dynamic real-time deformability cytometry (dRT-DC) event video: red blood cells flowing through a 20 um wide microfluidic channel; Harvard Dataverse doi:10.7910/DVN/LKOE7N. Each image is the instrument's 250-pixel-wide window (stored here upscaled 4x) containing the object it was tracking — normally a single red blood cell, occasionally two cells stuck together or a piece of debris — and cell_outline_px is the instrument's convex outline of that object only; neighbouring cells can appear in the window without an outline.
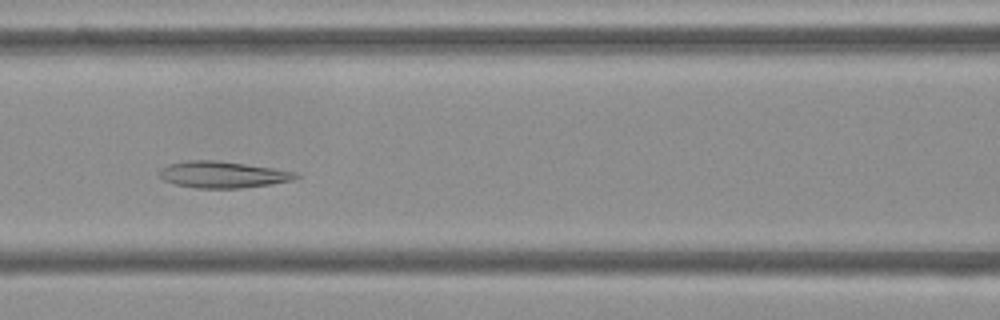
{"species": "Egyptian fruit bat (a non-hibernating species)", "species_latin": "Rousettus aegyptiacus", "temperature_condition": "cold", "stored_images_in_passage": 51, "camera_frame_rate_fps": 3000, "um_per_image_px": 0.085, "frame": {"image": 1, "passage_image": 20, "time_ms": 6.333, "image_size_px": [1000, 320], "cell_outline_px": [[300, 176], [292, 180], [272, 184], [240, 188], [196, 188], [172, 184], [164, 180], [156, 172], [160, 168], [168, 164], [188, 160], [212, 160], [244, 164], [272, 168], [296, 172]], "centroid_in_image_um": [18.87, 14.84], "position_along_channel_um": 147.7, "area_um2": 21.1}}
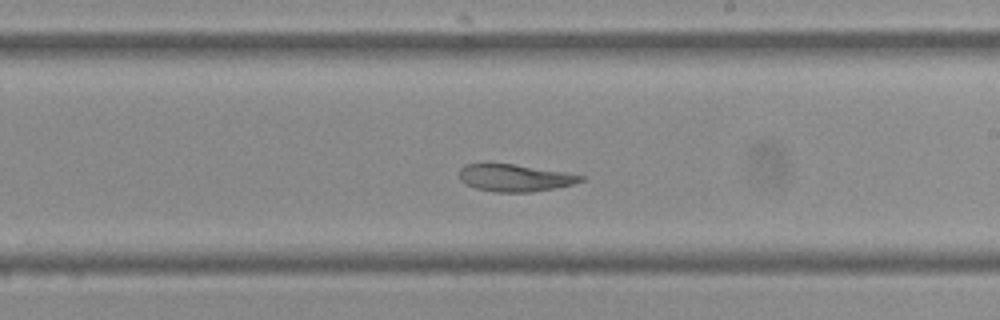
{"frame": {"image": 2, "passage_image": 28, "time_ms": 9.0, "image_size_px": [1000, 320], "cell_outline_px": [[584, 180], [572, 184], [532, 192], [496, 192], [476, 188], [464, 184], [460, 180], [460, 168], [464, 164], [512, 164], [564, 172], [584, 176]], "centroid_in_image_um": [43.72, 15.12], "position_along_channel_um": 245.3, "area_um2": 18.96}}
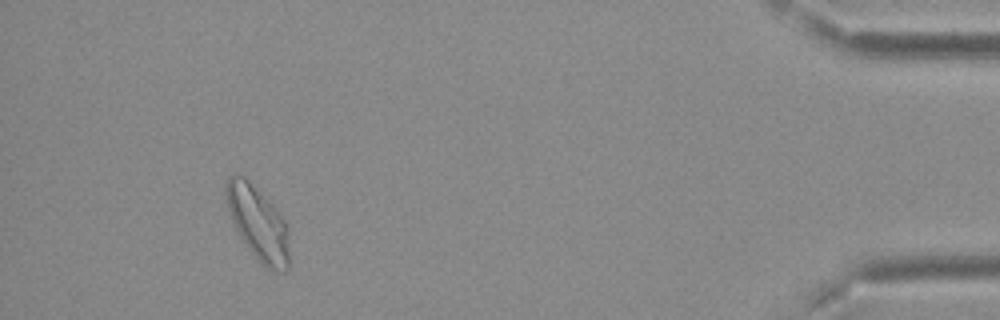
{"frame": {"image": 3, "passage_image": 47, "time_ms": 15.333, "image_size_px": [1000, 320], "cell_outline_px": [[288, 272], [280, 272], [264, 268], [260, 264], [240, 236], [232, 220], [228, 208], [224, 192], [224, 188], [228, 176], [244, 176], [276, 208], [284, 220], [288, 228]], "centroid_in_image_um": [21.93, 19.01], "position_along_channel_um": 413.3, "area_um2": 27.05}, "authors_computed_cell_mechanics": {"area_um2": 23.2356, "velocity_mm_per_s": 3.6706, "shape_relaxation_time_tau1_ms": null, "shape_relaxation_time_tau2_ms": 2.0929, "deformation_change_tau1": null, "deformation_change_tau2": 0.0786}}